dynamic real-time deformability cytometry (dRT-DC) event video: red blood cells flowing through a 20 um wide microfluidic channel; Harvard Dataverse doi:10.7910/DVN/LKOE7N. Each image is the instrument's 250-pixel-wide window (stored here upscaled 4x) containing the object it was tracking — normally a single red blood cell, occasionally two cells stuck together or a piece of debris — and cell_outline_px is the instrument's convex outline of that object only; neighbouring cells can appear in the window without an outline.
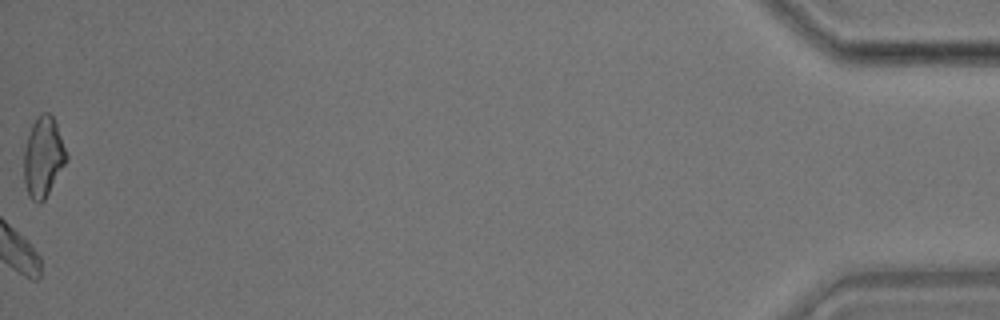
{"species": "common noctule bat (a hibernating species)", "species_latin": "Nyctalus noctula", "temperature_condition": "room temperature", "stored_images_in_passage": 28, "camera_frame_rate_fps": 3000, "um_per_image_px": 0.085, "animal": {"sex": "male", "body_mass_g": 17.9}, "frame": {"image": 1, "passage_image": 28, "time_ms": 9.0, "image_size_px": [1000, 320], "cell_outline_px": [[68, 160], [44, 200], [40, 204], [36, 204], [28, 196], [24, 180], [24, 148], [32, 124], [36, 116], [40, 112], [48, 112], [56, 120], [68, 156]], "centroid_in_image_um": [3.68, 13.34], "position_along_channel_um": 431.5, "area_um2": 20.17}}